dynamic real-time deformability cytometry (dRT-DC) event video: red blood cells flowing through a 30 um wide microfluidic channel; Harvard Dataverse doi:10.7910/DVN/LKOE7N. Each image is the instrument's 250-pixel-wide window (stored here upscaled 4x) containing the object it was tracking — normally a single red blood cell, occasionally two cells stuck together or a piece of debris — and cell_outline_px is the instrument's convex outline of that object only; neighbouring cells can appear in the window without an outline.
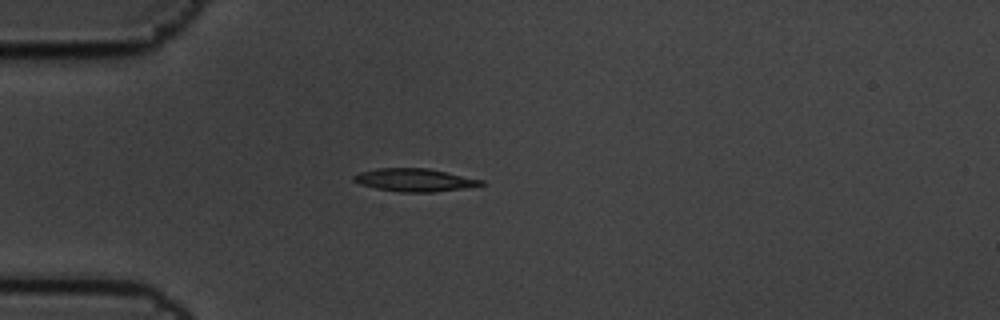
{"species": "common noctule bat (a hibernating species)", "species_latin": "Nyctalus noctula", "temperature_condition": "cold", "stored_images_in_passage": 13, "camera_frame_rate_fps": 3000, "um_per_image_px": 0.085, "animal": {"sex": "male", "body_mass_g": 19.5, "forearm_length_mm": 54.6}, "frame": {"image": 1, "passage_image": 4, "time_ms": 1.0, "image_size_px": [1000, 320], "cell_outline_px": [[484, 184], [464, 188], [432, 192], [400, 192], [376, 188], [360, 184], [352, 180], [352, 176], [360, 172], [376, 168], [428, 168], [484, 180]], "centroid_in_image_um": [35.21, 15.29], "position_along_channel_um": 49.8, "area_um2": 16.94}}
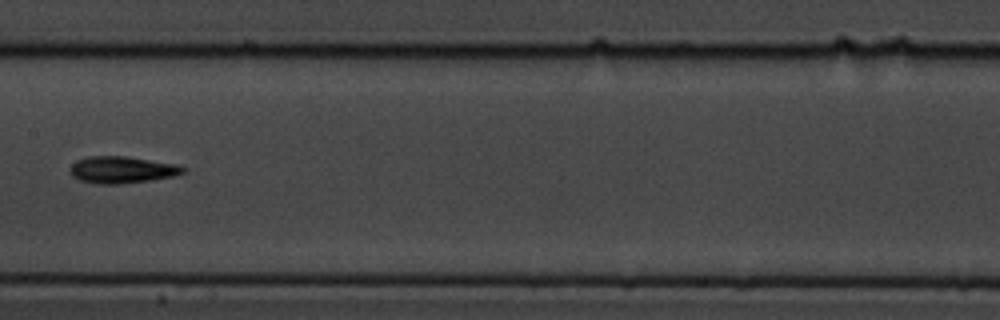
{"frame": {"image": 2, "passage_image": 8, "time_ms": 2.333, "image_size_px": [1000, 320], "cell_outline_px": [[188, 168], [184, 172], [172, 176], [152, 180], [116, 184], [100, 184], [80, 180], [72, 176], [68, 168], [72, 164], [88, 156], [124, 156], [176, 164]], "centroid_in_image_um": [10.36, 14.43], "position_along_channel_um": 197.0, "area_um2": 17.51}}
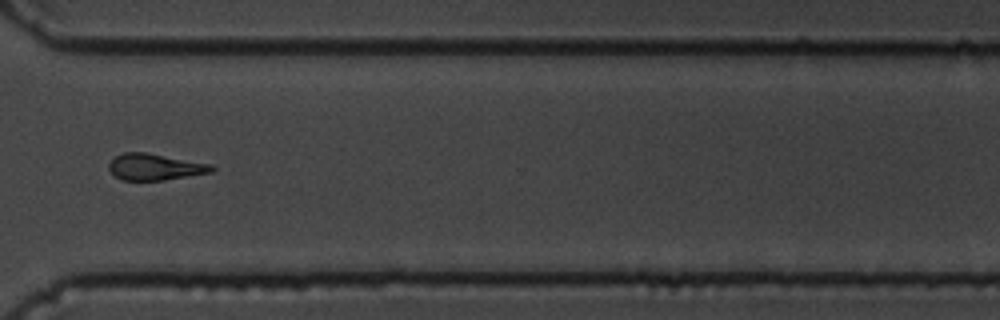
{"frame": {"image": 3, "passage_image": 12, "time_ms": 3.667, "image_size_px": [1000, 320], "cell_outline_px": [[216, 168], [212, 172], [164, 180], [120, 180], [108, 168], [108, 164], [116, 156], [124, 152], [144, 152], [212, 164]], "centroid_in_image_um": [13.18, 14.19], "position_along_channel_um": 357.4, "area_um2": 15.72}}